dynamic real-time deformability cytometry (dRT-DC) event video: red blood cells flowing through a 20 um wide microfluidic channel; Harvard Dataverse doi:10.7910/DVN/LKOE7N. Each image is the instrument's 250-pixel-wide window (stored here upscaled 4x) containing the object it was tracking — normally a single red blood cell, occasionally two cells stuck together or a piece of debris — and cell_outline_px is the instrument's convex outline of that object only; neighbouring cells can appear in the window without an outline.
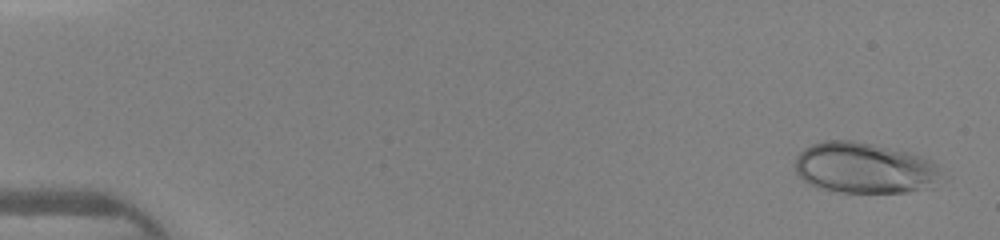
{"species": "human", "species_latin": "Homo sapiens", "temperature_condition": "warm", "stored_images_in_passage": 46, "camera_frame_rate_fps": 3000, "um_per_image_px": 0.085, "donor": {"sex": "female"}, "frame": {"image": 1, "passage_image": 2, "time_ms": 0.333, "image_size_px": [1000, 240], "cell_outline_px": [[952, 176], [948, 180], [936, 188], [908, 192], [840, 192], [808, 184], [796, 172], [796, 156], [804, 148], [812, 144], [824, 140], [852, 140], [872, 144], [920, 156], [932, 160]], "centroid_in_image_um": [73.66, 14.3], "position_along_channel_um": 11.3, "area_um2": 44.39}}
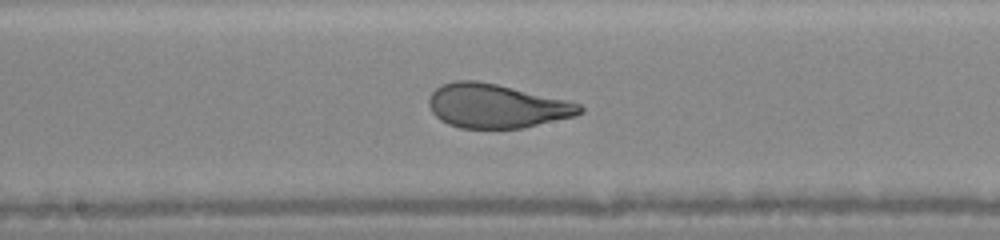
{"frame": {"image": 2, "passage_image": 25, "time_ms": 8.0, "image_size_px": [1000, 240], "cell_outline_px": [[584, 112], [576, 116], [520, 128], [460, 128], [448, 124], [440, 120], [432, 112], [428, 104], [428, 96], [440, 84], [456, 80], [476, 80], [496, 84], [564, 100], [580, 104], [584, 108]], "centroid_in_image_um": [42.15, 9.01], "position_along_channel_um": 206.1, "area_um2": 38.49}}
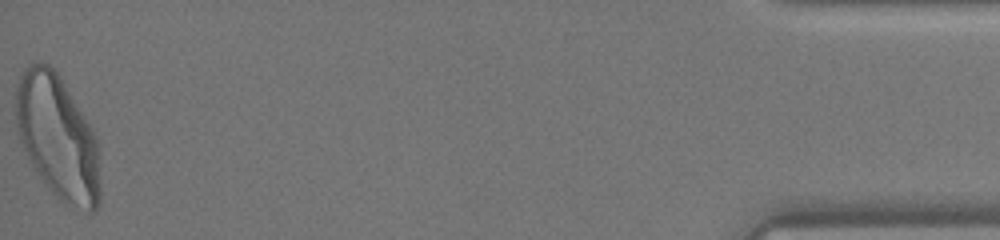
{"frame": {"image": 3, "passage_image": 46, "time_ms": 15.0, "image_size_px": [1000, 240], "cell_outline_px": [[100, 204], [96, 212], [88, 212], [60, 200], [48, 188], [32, 164], [16, 132], [16, 88], [20, 76], [24, 68], [32, 64], [48, 64], [60, 76], [92, 128], [100, 144]], "centroid_in_image_um": [4.94, 11.7], "position_along_channel_um": 430.3, "area_um2": 61.04}}